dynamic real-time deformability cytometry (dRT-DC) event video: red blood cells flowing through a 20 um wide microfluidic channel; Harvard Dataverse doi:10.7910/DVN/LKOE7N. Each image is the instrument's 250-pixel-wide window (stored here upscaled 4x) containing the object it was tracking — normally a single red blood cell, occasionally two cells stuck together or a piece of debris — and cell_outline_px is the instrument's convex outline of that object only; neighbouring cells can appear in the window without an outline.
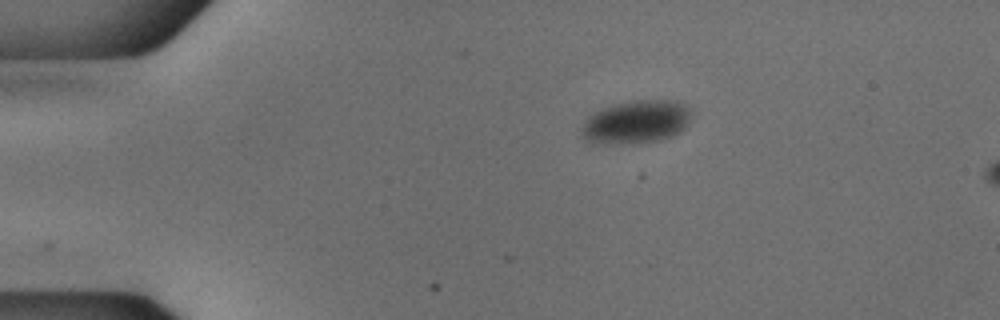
{"species": "common noctule bat (a hibernating species)", "species_latin": "Nyctalus noctula", "temperature_condition": "cold", "stored_images_in_passage": 4, "camera_frame_rate_fps": 3000, "um_per_image_px": 0.085, "animal": {"sex": "male", "body_mass_g": 18.8}, "frame": {"image": 1, "passage_image": 4, "time_ms": 1.0, "image_size_px": [1000, 320], "cell_outline_px": [[688, 120], [684, 128], [680, 132], [672, 136], [656, 140], [608, 144], [588, 140], [584, 136], [584, 124], [588, 116], [612, 104], [636, 100], [676, 100], [684, 104], [688, 108]], "centroid_in_image_um": [54.1, 10.33], "position_along_channel_um": 30.9, "area_um2": 26.7}}